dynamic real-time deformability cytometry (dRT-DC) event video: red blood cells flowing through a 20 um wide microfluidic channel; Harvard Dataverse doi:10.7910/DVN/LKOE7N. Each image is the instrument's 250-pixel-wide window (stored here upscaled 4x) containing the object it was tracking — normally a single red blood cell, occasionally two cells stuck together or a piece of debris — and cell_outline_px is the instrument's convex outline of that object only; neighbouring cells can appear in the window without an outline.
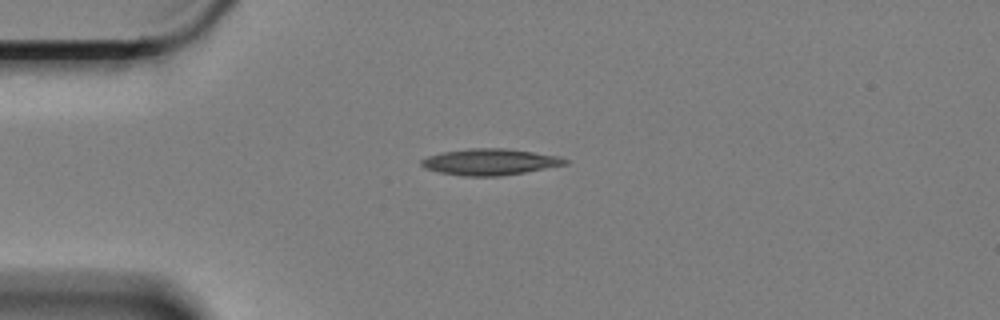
{"species": "Egyptian fruit bat (a non-hibernating species)", "species_latin": "Rousettus aegyptiacus", "temperature_condition": "cold", "stored_images_in_passage": 39, "camera_frame_rate_fps": 3000, "um_per_image_px": 0.085, "animal": {"sex": "female"}, "frame": {"image": 1, "passage_image": 1, "time_ms": 0.0, "image_size_px": [1000, 320], "cell_outline_px": [[568, 164], [524, 172], [500, 176], [464, 176], [440, 172], [424, 168], [420, 164], [420, 160], [428, 156], [444, 152], [472, 148], [504, 148], [560, 156], [568, 160]], "centroid_in_image_um": [41.65, 13.76], "position_along_channel_um": 43.4, "area_um2": 21.85}}
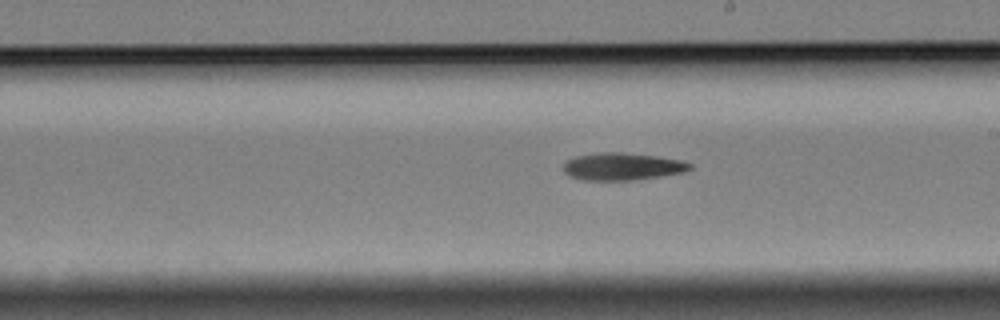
{"frame": {"image": 2, "passage_image": 20, "time_ms": 6.333, "image_size_px": [1000, 320], "cell_outline_px": [[692, 168], [684, 172], [660, 176], [632, 180], [584, 180], [572, 176], [564, 172], [564, 164], [568, 160], [576, 156], [596, 152], [624, 152], [656, 156], [680, 160], [692, 164]], "centroid_in_image_um": [52.9, 14.14], "position_along_channel_um": 236.1, "area_um2": 20.06}}
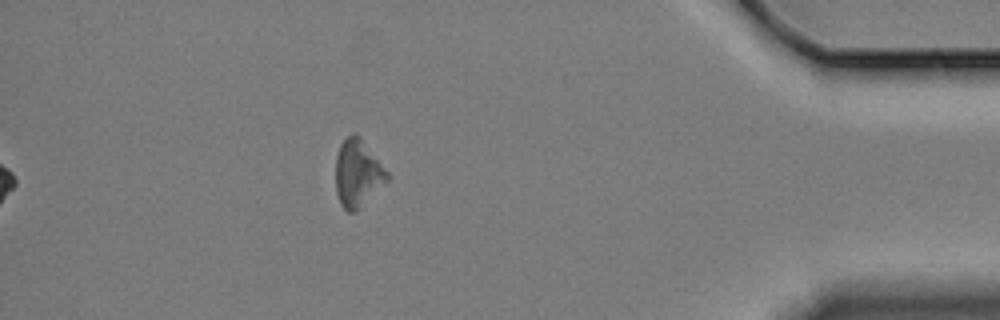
{"frame": {"image": 3, "passage_image": 39, "time_ms": 12.667, "image_size_px": [1000, 320], "cell_outline_px": [[388, 180], [356, 212], [348, 212], [340, 204], [336, 192], [336, 156], [340, 144], [352, 132], [356, 132], [360, 136], [388, 172]], "centroid_in_image_um": [30.39, 14.72], "position_along_channel_um": 404.8, "area_um2": 20.17}}